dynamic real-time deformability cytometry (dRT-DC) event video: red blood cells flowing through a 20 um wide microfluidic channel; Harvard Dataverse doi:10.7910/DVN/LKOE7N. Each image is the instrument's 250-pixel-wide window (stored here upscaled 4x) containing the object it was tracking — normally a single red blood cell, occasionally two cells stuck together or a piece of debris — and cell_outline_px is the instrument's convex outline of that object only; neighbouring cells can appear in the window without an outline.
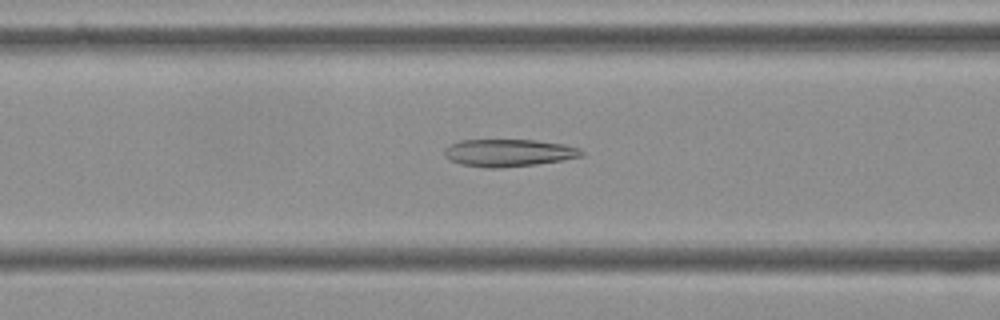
{"species": "Egyptian fruit bat (a non-hibernating species)", "species_latin": "Rousettus aegyptiacus", "temperature_condition": "cold", "stored_images_in_passage": 49, "camera_frame_rate_fps": 3000, "um_per_image_px": 0.085, "frame": {"image": 1, "passage_image": 16, "time_ms": 5.0, "image_size_px": [1000, 320], "cell_outline_px": [[584, 156], [536, 164], [500, 168], [484, 168], [460, 164], [444, 156], [444, 148], [460, 140], [536, 140], [564, 144], [580, 148], [584, 152]], "centroid_in_image_um": [43.24, 12.99], "position_along_channel_um": 123.4, "area_um2": 21.91}}
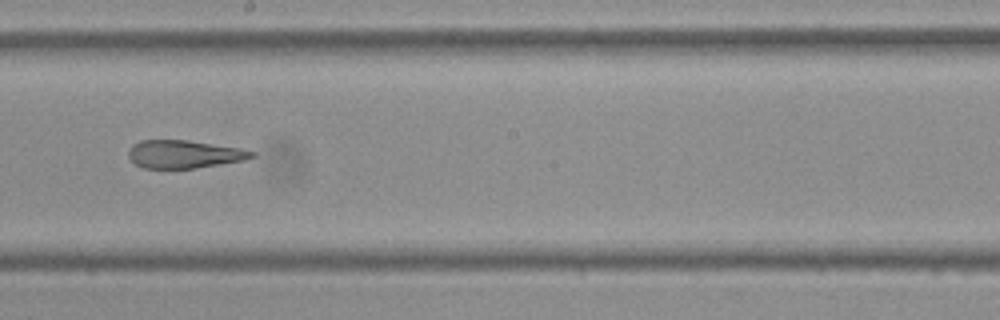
{"frame": {"image": 2, "passage_image": 25, "time_ms": 8.0, "image_size_px": [1000, 320], "cell_outline_px": [[256, 156], [244, 160], [196, 168], [144, 168], [136, 164], [128, 156], [128, 148], [132, 144], [140, 140], [188, 140], [240, 148], [256, 152]], "centroid_in_image_um": [15.64, 13.1], "position_along_channel_um": 232.6, "area_um2": 20.11}}
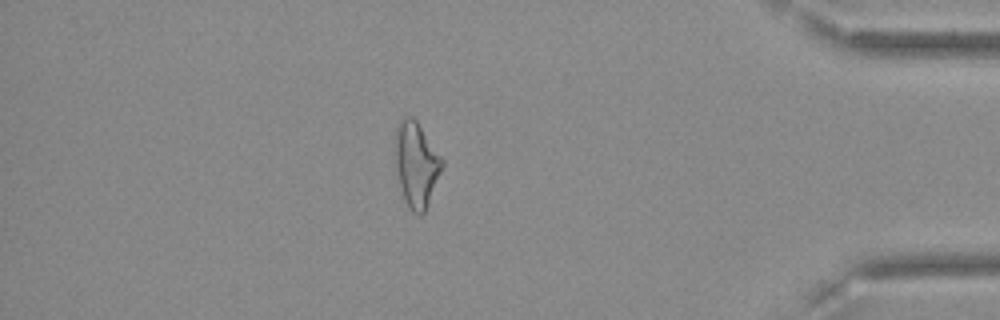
{"frame": {"image": 3, "passage_image": 42, "time_ms": 13.667, "image_size_px": [1000, 320], "cell_outline_px": [[444, 164], [428, 204], [424, 212], [420, 216], [412, 212], [408, 208], [404, 200], [400, 188], [396, 172], [396, 136], [400, 120], [404, 116], [412, 116], [416, 120], [444, 160]], "centroid_in_image_um": [35.39, 14.01], "position_along_channel_um": 399.8, "area_um2": 23.06}, "authors_computed_cell_mechanics": {"area_um2": 22.3108, "velocity_mm_per_s": 3.6338, "shape_relaxation_time_tau1_ms": null, "shape_relaxation_time_tau2_ms": 3.559, "deformation_change_tau1": null, "deformation_change_tau2": 0.1445}}